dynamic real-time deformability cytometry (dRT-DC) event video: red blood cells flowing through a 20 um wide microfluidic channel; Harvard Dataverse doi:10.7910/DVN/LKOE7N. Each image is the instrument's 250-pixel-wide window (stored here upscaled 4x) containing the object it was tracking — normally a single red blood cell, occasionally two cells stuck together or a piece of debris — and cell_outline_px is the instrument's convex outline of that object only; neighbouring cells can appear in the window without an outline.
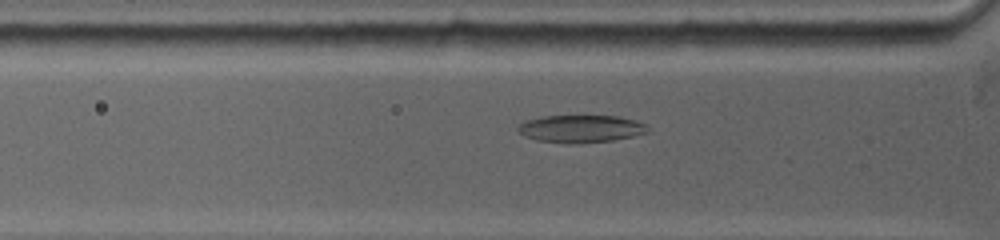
{"species": "common noctule bat (a hibernating species)", "species_latin": "Nyctalus noctula", "temperature_condition": "warm", "stored_images_in_passage": 31, "camera_frame_rate_fps": 5000, "um_per_image_px": 0.085, "animal": {"sex": "female", "body_mass_g": 19.0, "forearm_length_mm": 53.3}, "frame": {"image": 1, "passage_image": 6, "time_ms": 2.8, "image_size_px": [1000, 240], "cell_outline_px": [[648, 132], [636, 136], [612, 140], [580, 144], [572, 144], [536, 140], [524, 136], [516, 128], [524, 120], [540, 116], [620, 116], [636, 120], [644, 124], [648, 128]], "centroid_in_image_um": [49.36, 10.95], "position_along_channel_um": 76.4, "area_um2": 21.04}}
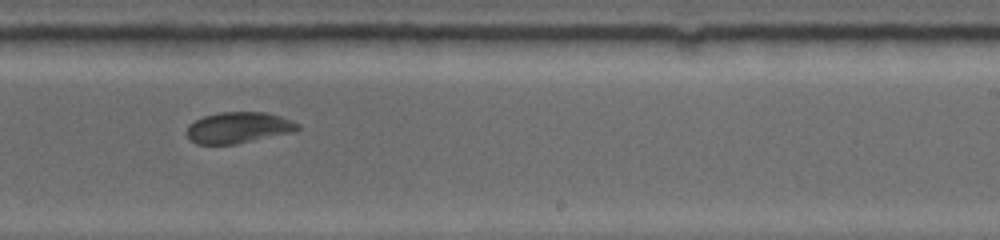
{"frame": {"image": 2, "passage_image": 17, "time_ms": 7.8, "image_size_px": [1000, 240], "cell_outline_px": [[300, 128], [296, 132], [236, 144], [196, 144], [188, 136], [188, 124], [204, 116], [220, 112], [268, 112], [292, 120], [300, 124]], "centroid_in_image_um": [20.33, 10.85], "position_along_channel_um": 268.7, "area_um2": 20.23}}
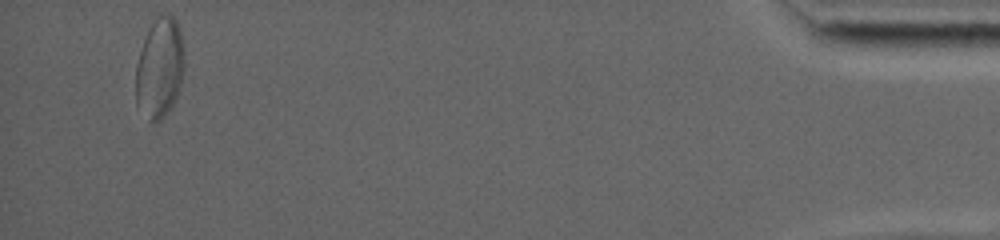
{"frame": {"image": 3, "passage_image": 31, "time_ms": 14.8, "image_size_px": [1000, 240], "cell_outline_px": [[184, 68], [180, 84], [176, 96], [172, 104], [164, 116], [156, 124], [148, 120], [136, 108], [136, 64], [144, 40], [156, 16], [160, 12], [168, 12], [176, 20], [180, 28], [184, 52]], "centroid_in_image_um": [13.56, 5.77], "position_along_channel_um": 421.6, "area_um2": 28.61}, "authors_computed_cell_mechanics": {"area_um2": 22.0218, "velocity_mm_per_s": 3.8505, "shape_relaxation_time_tau1_ms": 4.4788, "shape_relaxation_time_tau2_ms": 3.6062, "deformation_change_tau1": 0.1017, "deformation_change_tau2": 0.0569}}